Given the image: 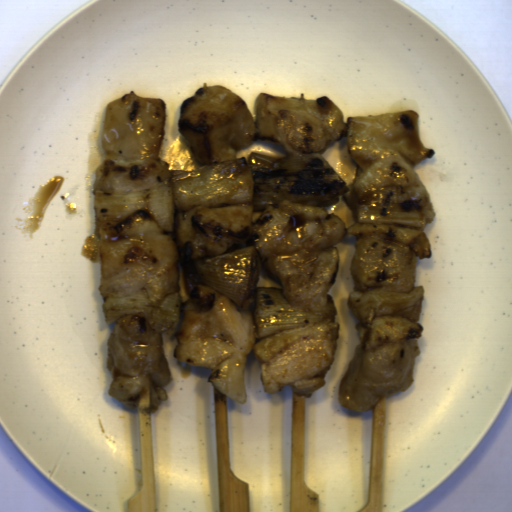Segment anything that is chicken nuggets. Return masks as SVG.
<instances>
[{
  "label": "chicken nuggets",
  "instance_id": "chicken-nuggets-8",
  "mask_svg": "<svg viewBox=\"0 0 512 512\" xmlns=\"http://www.w3.org/2000/svg\"><path fill=\"white\" fill-rule=\"evenodd\" d=\"M416 265V252L409 246L383 235H366L357 239L351 275L357 292L408 294L415 289Z\"/></svg>",
  "mask_w": 512,
  "mask_h": 512
},
{
  "label": "chicken nuggets",
  "instance_id": "chicken-nuggets-2",
  "mask_svg": "<svg viewBox=\"0 0 512 512\" xmlns=\"http://www.w3.org/2000/svg\"><path fill=\"white\" fill-rule=\"evenodd\" d=\"M416 110L345 121L337 103L327 96L315 99L258 93L254 117L247 103L231 88L206 85L180 104L177 127L199 165L236 159L239 149L256 140L279 145L289 156L317 153L346 138L356 174L341 194L356 210L367 205L391 213L413 206L434 223L431 197L416 172L417 165L435 157L422 142Z\"/></svg>",
  "mask_w": 512,
  "mask_h": 512
},
{
  "label": "chicken nuggets",
  "instance_id": "chicken-nuggets-6",
  "mask_svg": "<svg viewBox=\"0 0 512 512\" xmlns=\"http://www.w3.org/2000/svg\"><path fill=\"white\" fill-rule=\"evenodd\" d=\"M420 353L417 337L380 343L370 349L359 345L340 383L338 404L367 411L382 396L405 392L413 382L414 358Z\"/></svg>",
  "mask_w": 512,
  "mask_h": 512
},
{
  "label": "chicken nuggets",
  "instance_id": "chicken-nuggets-7",
  "mask_svg": "<svg viewBox=\"0 0 512 512\" xmlns=\"http://www.w3.org/2000/svg\"><path fill=\"white\" fill-rule=\"evenodd\" d=\"M336 334L318 331L290 346L268 363L260 366L266 394L280 392L291 385L300 395L311 394L324 387L325 377L334 361Z\"/></svg>",
  "mask_w": 512,
  "mask_h": 512
},
{
  "label": "chicken nuggets",
  "instance_id": "chicken-nuggets-5",
  "mask_svg": "<svg viewBox=\"0 0 512 512\" xmlns=\"http://www.w3.org/2000/svg\"><path fill=\"white\" fill-rule=\"evenodd\" d=\"M177 321L141 315L119 319L108 339L106 369L112 375L107 393L129 408H136L142 393L150 388L152 409L168 398L165 387L172 380L164 352L163 334L173 333Z\"/></svg>",
  "mask_w": 512,
  "mask_h": 512
},
{
  "label": "chicken nuggets",
  "instance_id": "chicken-nuggets-4",
  "mask_svg": "<svg viewBox=\"0 0 512 512\" xmlns=\"http://www.w3.org/2000/svg\"><path fill=\"white\" fill-rule=\"evenodd\" d=\"M166 114L162 98L140 97L133 90L107 103L104 160L95 169L94 193L143 190L170 179V163L159 156Z\"/></svg>",
  "mask_w": 512,
  "mask_h": 512
},
{
  "label": "chicken nuggets",
  "instance_id": "chicken-nuggets-1",
  "mask_svg": "<svg viewBox=\"0 0 512 512\" xmlns=\"http://www.w3.org/2000/svg\"><path fill=\"white\" fill-rule=\"evenodd\" d=\"M344 219L326 207L281 202L267 207L229 205L193 207L174 213L171 231L145 212L100 232L103 299L146 290L165 298L178 290L179 262L192 263L225 254L236 244L254 241L264 271L277 282L293 307L325 308L338 272Z\"/></svg>",
  "mask_w": 512,
  "mask_h": 512
},
{
  "label": "chicken nuggets",
  "instance_id": "chicken-nuggets-3",
  "mask_svg": "<svg viewBox=\"0 0 512 512\" xmlns=\"http://www.w3.org/2000/svg\"><path fill=\"white\" fill-rule=\"evenodd\" d=\"M173 355L180 362L212 369L209 380L220 393L248 401L245 366L254 349L256 305H238L210 285H196L186 299L175 334Z\"/></svg>",
  "mask_w": 512,
  "mask_h": 512
}]
</instances>
